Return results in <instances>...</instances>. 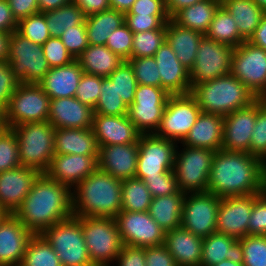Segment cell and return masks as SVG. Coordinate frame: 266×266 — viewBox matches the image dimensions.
Segmentation results:
<instances>
[{"label":"cell","instance_id":"cell-14","mask_svg":"<svg viewBox=\"0 0 266 266\" xmlns=\"http://www.w3.org/2000/svg\"><path fill=\"white\" fill-rule=\"evenodd\" d=\"M230 73L246 85L257 98L266 95V51L242 42L233 49Z\"/></svg>","mask_w":266,"mask_h":266},{"label":"cell","instance_id":"cell-57","mask_svg":"<svg viewBox=\"0 0 266 266\" xmlns=\"http://www.w3.org/2000/svg\"><path fill=\"white\" fill-rule=\"evenodd\" d=\"M20 82L13 76L7 61H0V106L5 109Z\"/></svg>","mask_w":266,"mask_h":266},{"label":"cell","instance_id":"cell-48","mask_svg":"<svg viewBox=\"0 0 266 266\" xmlns=\"http://www.w3.org/2000/svg\"><path fill=\"white\" fill-rule=\"evenodd\" d=\"M127 61L134 71L137 84L161 87V77L154 57L130 58Z\"/></svg>","mask_w":266,"mask_h":266},{"label":"cell","instance_id":"cell-12","mask_svg":"<svg viewBox=\"0 0 266 266\" xmlns=\"http://www.w3.org/2000/svg\"><path fill=\"white\" fill-rule=\"evenodd\" d=\"M233 49L204 35L198 46L195 63L189 71L190 88L229 74Z\"/></svg>","mask_w":266,"mask_h":266},{"label":"cell","instance_id":"cell-73","mask_svg":"<svg viewBox=\"0 0 266 266\" xmlns=\"http://www.w3.org/2000/svg\"><path fill=\"white\" fill-rule=\"evenodd\" d=\"M7 215V213L0 208V222L3 220V218Z\"/></svg>","mask_w":266,"mask_h":266},{"label":"cell","instance_id":"cell-1","mask_svg":"<svg viewBox=\"0 0 266 266\" xmlns=\"http://www.w3.org/2000/svg\"><path fill=\"white\" fill-rule=\"evenodd\" d=\"M14 215L33 235H40L73 215L72 190L40 174Z\"/></svg>","mask_w":266,"mask_h":266},{"label":"cell","instance_id":"cell-22","mask_svg":"<svg viewBox=\"0 0 266 266\" xmlns=\"http://www.w3.org/2000/svg\"><path fill=\"white\" fill-rule=\"evenodd\" d=\"M92 131L98 146L138 143L142 133L128 115H93Z\"/></svg>","mask_w":266,"mask_h":266},{"label":"cell","instance_id":"cell-41","mask_svg":"<svg viewBox=\"0 0 266 266\" xmlns=\"http://www.w3.org/2000/svg\"><path fill=\"white\" fill-rule=\"evenodd\" d=\"M20 266H62L57 253L47 240L33 235L26 246Z\"/></svg>","mask_w":266,"mask_h":266},{"label":"cell","instance_id":"cell-6","mask_svg":"<svg viewBox=\"0 0 266 266\" xmlns=\"http://www.w3.org/2000/svg\"><path fill=\"white\" fill-rule=\"evenodd\" d=\"M80 223L93 265L111 266L124 245L116 219L80 217Z\"/></svg>","mask_w":266,"mask_h":266},{"label":"cell","instance_id":"cell-31","mask_svg":"<svg viewBox=\"0 0 266 266\" xmlns=\"http://www.w3.org/2000/svg\"><path fill=\"white\" fill-rule=\"evenodd\" d=\"M226 259L243 263V248L239 239L217 232L203 238L200 266H215Z\"/></svg>","mask_w":266,"mask_h":266},{"label":"cell","instance_id":"cell-17","mask_svg":"<svg viewBox=\"0 0 266 266\" xmlns=\"http://www.w3.org/2000/svg\"><path fill=\"white\" fill-rule=\"evenodd\" d=\"M115 219L124 245L133 247L164 245L166 232L153 220L148 211H120Z\"/></svg>","mask_w":266,"mask_h":266},{"label":"cell","instance_id":"cell-68","mask_svg":"<svg viewBox=\"0 0 266 266\" xmlns=\"http://www.w3.org/2000/svg\"><path fill=\"white\" fill-rule=\"evenodd\" d=\"M10 33L0 31V61H7Z\"/></svg>","mask_w":266,"mask_h":266},{"label":"cell","instance_id":"cell-38","mask_svg":"<svg viewBox=\"0 0 266 266\" xmlns=\"http://www.w3.org/2000/svg\"><path fill=\"white\" fill-rule=\"evenodd\" d=\"M205 36L232 48H236L245 41L239 34L233 16L222 4L216 10Z\"/></svg>","mask_w":266,"mask_h":266},{"label":"cell","instance_id":"cell-42","mask_svg":"<svg viewBox=\"0 0 266 266\" xmlns=\"http://www.w3.org/2000/svg\"><path fill=\"white\" fill-rule=\"evenodd\" d=\"M93 111L94 114L108 116L128 115V107L123 103L115 85L108 77H102L100 97Z\"/></svg>","mask_w":266,"mask_h":266},{"label":"cell","instance_id":"cell-9","mask_svg":"<svg viewBox=\"0 0 266 266\" xmlns=\"http://www.w3.org/2000/svg\"><path fill=\"white\" fill-rule=\"evenodd\" d=\"M51 99L36 83H19L4 109L7 128L48 120Z\"/></svg>","mask_w":266,"mask_h":266},{"label":"cell","instance_id":"cell-34","mask_svg":"<svg viewBox=\"0 0 266 266\" xmlns=\"http://www.w3.org/2000/svg\"><path fill=\"white\" fill-rule=\"evenodd\" d=\"M186 193L152 197L149 214L164 231L181 227L182 206Z\"/></svg>","mask_w":266,"mask_h":266},{"label":"cell","instance_id":"cell-63","mask_svg":"<svg viewBox=\"0 0 266 266\" xmlns=\"http://www.w3.org/2000/svg\"><path fill=\"white\" fill-rule=\"evenodd\" d=\"M85 16L99 13L111 8L109 0H73Z\"/></svg>","mask_w":266,"mask_h":266},{"label":"cell","instance_id":"cell-69","mask_svg":"<svg viewBox=\"0 0 266 266\" xmlns=\"http://www.w3.org/2000/svg\"><path fill=\"white\" fill-rule=\"evenodd\" d=\"M266 197V161L263 162V168H262V192Z\"/></svg>","mask_w":266,"mask_h":266},{"label":"cell","instance_id":"cell-39","mask_svg":"<svg viewBox=\"0 0 266 266\" xmlns=\"http://www.w3.org/2000/svg\"><path fill=\"white\" fill-rule=\"evenodd\" d=\"M121 196V211H149L152 196L143 180L130 178L122 181Z\"/></svg>","mask_w":266,"mask_h":266},{"label":"cell","instance_id":"cell-33","mask_svg":"<svg viewBox=\"0 0 266 266\" xmlns=\"http://www.w3.org/2000/svg\"><path fill=\"white\" fill-rule=\"evenodd\" d=\"M84 73L108 77L124 61L105 45H88L77 58Z\"/></svg>","mask_w":266,"mask_h":266},{"label":"cell","instance_id":"cell-66","mask_svg":"<svg viewBox=\"0 0 266 266\" xmlns=\"http://www.w3.org/2000/svg\"><path fill=\"white\" fill-rule=\"evenodd\" d=\"M70 3H73V0H38L39 13L55 10Z\"/></svg>","mask_w":266,"mask_h":266},{"label":"cell","instance_id":"cell-11","mask_svg":"<svg viewBox=\"0 0 266 266\" xmlns=\"http://www.w3.org/2000/svg\"><path fill=\"white\" fill-rule=\"evenodd\" d=\"M201 112L191 93L170 95L155 135L179 144L194 126Z\"/></svg>","mask_w":266,"mask_h":266},{"label":"cell","instance_id":"cell-18","mask_svg":"<svg viewBox=\"0 0 266 266\" xmlns=\"http://www.w3.org/2000/svg\"><path fill=\"white\" fill-rule=\"evenodd\" d=\"M265 104L258 98L250 106L237 109L224 116L222 149L230 152L249 153L257 111Z\"/></svg>","mask_w":266,"mask_h":266},{"label":"cell","instance_id":"cell-67","mask_svg":"<svg viewBox=\"0 0 266 266\" xmlns=\"http://www.w3.org/2000/svg\"><path fill=\"white\" fill-rule=\"evenodd\" d=\"M136 0H109L111 9H115L122 13H127Z\"/></svg>","mask_w":266,"mask_h":266},{"label":"cell","instance_id":"cell-53","mask_svg":"<svg viewBox=\"0 0 266 266\" xmlns=\"http://www.w3.org/2000/svg\"><path fill=\"white\" fill-rule=\"evenodd\" d=\"M59 38L73 58L77 59L89 45L85 21L81 25L65 30Z\"/></svg>","mask_w":266,"mask_h":266},{"label":"cell","instance_id":"cell-5","mask_svg":"<svg viewBox=\"0 0 266 266\" xmlns=\"http://www.w3.org/2000/svg\"><path fill=\"white\" fill-rule=\"evenodd\" d=\"M18 140L20 166L44 174L54 156L55 128L48 122H35L11 128Z\"/></svg>","mask_w":266,"mask_h":266},{"label":"cell","instance_id":"cell-7","mask_svg":"<svg viewBox=\"0 0 266 266\" xmlns=\"http://www.w3.org/2000/svg\"><path fill=\"white\" fill-rule=\"evenodd\" d=\"M41 235L53 247L62 266H94L84 241L80 217L72 215Z\"/></svg>","mask_w":266,"mask_h":266},{"label":"cell","instance_id":"cell-47","mask_svg":"<svg viewBox=\"0 0 266 266\" xmlns=\"http://www.w3.org/2000/svg\"><path fill=\"white\" fill-rule=\"evenodd\" d=\"M239 240L243 248V266H266V236L246 235Z\"/></svg>","mask_w":266,"mask_h":266},{"label":"cell","instance_id":"cell-61","mask_svg":"<svg viewBox=\"0 0 266 266\" xmlns=\"http://www.w3.org/2000/svg\"><path fill=\"white\" fill-rule=\"evenodd\" d=\"M13 16L17 21L39 13L38 0H7Z\"/></svg>","mask_w":266,"mask_h":266},{"label":"cell","instance_id":"cell-4","mask_svg":"<svg viewBox=\"0 0 266 266\" xmlns=\"http://www.w3.org/2000/svg\"><path fill=\"white\" fill-rule=\"evenodd\" d=\"M191 94L202 112L221 116L250 106L258 99L231 73L194 86Z\"/></svg>","mask_w":266,"mask_h":266},{"label":"cell","instance_id":"cell-19","mask_svg":"<svg viewBox=\"0 0 266 266\" xmlns=\"http://www.w3.org/2000/svg\"><path fill=\"white\" fill-rule=\"evenodd\" d=\"M253 194L220 199L216 232L241 239L248 235Z\"/></svg>","mask_w":266,"mask_h":266},{"label":"cell","instance_id":"cell-29","mask_svg":"<svg viewBox=\"0 0 266 266\" xmlns=\"http://www.w3.org/2000/svg\"><path fill=\"white\" fill-rule=\"evenodd\" d=\"M223 123L224 116L201 112L180 145L213 151L222 149Z\"/></svg>","mask_w":266,"mask_h":266},{"label":"cell","instance_id":"cell-51","mask_svg":"<svg viewBox=\"0 0 266 266\" xmlns=\"http://www.w3.org/2000/svg\"><path fill=\"white\" fill-rule=\"evenodd\" d=\"M143 182L147 185L152 197H161L181 192L173 170L154 177H145Z\"/></svg>","mask_w":266,"mask_h":266},{"label":"cell","instance_id":"cell-60","mask_svg":"<svg viewBox=\"0 0 266 266\" xmlns=\"http://www.w3.org/2000/svg\"><path fill=\"white\" fill-rule=\"evenodd\" d=\"M146 266H178L164 245L145 247Z\"/></svg>","mask_w":266,"mask_h":266},{"label":"cell","instance_id":"cell-25","mask_svg":"<svg viewBox=\"0 0 266 266\" xmlns=\"http://www.w3.org/2000/svg\"><path fill=\"white\" fill-rule=\"evenodd\" d=\"M94 111L75 97L51 99L48 122L55 128L90 129Z\"/></svg>","mask_w":266,"mask_h":266},{"label":"cell","instance_id":"cell-70","mask_svg":"<svg viewBox=\"0 0 266 266\" xmlns=\"http://www.w3.org/2000/svg\"><path fill=\"white\" fill-rule=\"evenodd\" d=\"M215 266H243V263H235L232 260H223L219 264H216Z\"/></svg>","mask_w":266,"mask_h":266},{"label":"cell","instance_id":"cell-10","mask_svg":"<svg viewBox=\"0 0 266 266\" xmlns=\"http://www.w3.org/2000/svg\"><path fill=\"white\" fill-rule=\"evenodd\" d=\"M177 146L173 171L181 192H207L208 179L215 151L182 145ZM179 150V151H178Z\"/></svg>","mask_w":266,"mask_h":266},{"label":"cell","instance_id":"cell-8","mask_svg":"<svg viewBox=\"0 0 266 266\" xmlns=\"http://www.w3.org/2000/svg\"><path fill=\"white\" fill-rule=\"evenodd\" d=\"M7 62L13 76L20 83L38 84L50 69L42 46L27 39L17 30L9 36Z\"/></svg>","mask_w":266,"mask_h":266},{"label":"cell","instance_id":"cell-15","mask_svg":"<svg viewBox=\"0 0 266 266\" xmlns=\"http://www.w3.org/2000/svg\"><path fill=\"white\" fill-rule=\"evenodd\" d=\"M220 197L210 192L186 193L181 214V227L206 238L216 232Z\"/></svg>","mask_w":266,"mask_h":266},{"label":"cell","instance_id":"cell-52","mask_svg":"<svg viewBox=\"0 0 266 266\" xmlns=\"http://www.w3.org/2000/svg\"><path fill=\"white\" fill-rule=\"evenodd\" d=\"M133 34L124 23L108 36L105 46L113 53L119 55L123 60H128L131 58Z\"/></svg>","mask_w":266,"mask_h":266},{"label":"cell","instance_id":"cell-2","mask_svg":"<svg viewBox=\"0 0 266 266\" xmlns=\"http://www.w3.org/2000/svg\"><path fill=\"white\" fill-rule=\"evenodd\" d=\"M263 162L244 152L215 151L207 192L220 198L260 194Z\"/></svg>","mask_w":266,"mask_h":266},{"label":"cell","instance_id":"cell-45","mask_svg":"<svg viewBox=\"0 0 266 266\" xmlns=\"http://www.w3.org/2000/svg\"><path fill=\"white\" fill-rule=\"evenodd\" d=\"M17 31L35 44L43 45L51 36L43 13L24 17L18 21Z\"/></svg>","mask_w":266,"mask_h":266},{"label":"cell","instance_id":"cell-59","mask_svg":"<svg viewBox=\"0 0 266 266\" xmlns=\"http://www.w3.org/2000/svg\"><path fill=\"white\" fill-rule=\"evenodd\" d=\"M125 14H140L144 16H169L164 0H136Z\"/></svg>","mask_w":266,"mask_h":266},{"label":"cell","instance_id":"cell-13","mask_svg":"<svg viewBox=\"0 0 266 266\" xmlns=\"http://www.w3.org/2000/svg\"><path fill=\"white\" fill-rule=\"evenodd\" d=\"M170 94L161 87L137 84L128 117L142 134H155Z\"/></svg>","mask_w":266,"mask_h":266},{"label":"cell","instance_id":"cell-44","mask_svg":"<svg viewBox=\"0 0 266 266\" xmlns=\"http://www.w3.org/2000/svg\"><path fill=\"white\" fill-rule=\"evenodd\" d=\"M108 78L113 82V85H115L116 91L123 103L129 107L134 101L137 87L136 77L130 63L124 60Z\"/></svg>","mask_w":266,"mask_h":266},{"label":"cell","instance_id":"cell-49","mask_svg":"<svg viewBox=\"0 0 266 266\" xmlns=\"http://www.w3.org/2000/svg\"><path fill=\"white\" fill-rule=\"evenodd\" d=\"M102 87V77L83 73L75 98L92 109L96 106Z\"/></svg>","mask_w":266,"mask_h":266},{"label":"cell","instance_id":"cell-46","mask_svg":"<svg viewBox=\"0 0 266 266\" xmlns=\"http://www.w3.org/2000/svg\"><path fill=\"white\" fill-rule=\"evenodd\" d=\"M20 166L18 140L11 128L0 130V172Z\"/></svg>","mask_w":266,"mask_h":266},{"label":"cell","instance_id":"cell-58","mask_svg":"<svg viewBox=\"0 0 266 266\" xmlns=\"http://www.w3.org/2000/svg\"><path fill=\"white\" fill-rule=\"evenodd\" d=\"M115 261L117 266H146L145 247L123 245Z\"/></svg>","mask_w":266,"mask_h":266},{"label":"cell","instance_id":"cell-43","mask_svg":"<svg viewBox=\"0 0 266 266\" xmlns=\"http://www.w3.org/2000/svg\"><path fill=\"white\" fill-rule=\"evenodd\" d=\"M165 40V29L134 33L131 58L153 57Z\"/></svg>","mask_w":266,"mask_h":266},{"label":"cell","instance_id":"cell-65","mask_svg":"<svg viewBox=\"0 0 266 266\" xmlns=\"http://www.w3.org/2000/svg\"><path fill=\"white\" fill-rule=\"evenodd\" d=\"M203 0H166L165 6L167 14L171 18L176 12L180 11L182 8L194 5Z\"/></svg>","mask_w":266,"mask_h":266},{"label":"cell","instance_id":"cell-55","mask_svg":"<svg viewBox=\"0 0 266 266\" xmlns=\"http://www.w3.org/2000/svg\"><path fill=\"white\" fill-rule=\"evenodd\" d=\"M169 16H144L140 14H124V23L133 33L155 29H166Z\"/></svg>","mask_w":266,"mask_h":266},{"label":"cell","instance_id":"cell-40","mask_svg":"<svg viewBox=\"0 0 266 266\" xmlns=\"http://www.w3.org/2000/svg\"><path fill=\"white\" fill-rule=\"evenodd\" d=\"M51 37H60L65 30L72 26L81 25L85 21L83 11L74 3L43 13Z\"/></svg>","mask_w":266,"mask_h":266},{"label":"cell","instance_id":"cell-16","mask_svg":"<svg viewBox=\"0 0 266 266\" xmlns=\"http://www.w3.org/2000/svg\"><path fill=\"white\" fill-rule=\"evenodd\" d=\"M177 144L155 134H142L138 142L135 178L143 180L173 170Z\"/></svg>","mask_w":266,"mask_h":266},{"label":"cell","instance_id":"cell-50","mask_svg":"<svg viewBox=\"0 0 266 266\" xmlns=\"http://www.w3.org/2000/svg\"><path fill=\"white\" fill-rule=\"evenodd\" d=\"M249 154L266 161V103L257 111Z\"/></svg>","mask_w":266,"mask_h":266},{"label":"cell","instance_id":"cell-71","mask_svg":"<svg viewBox=\"0 0 266 266\" xmlns=\"http://www.w3.org/2000/svg\"><path fill=\"white\" fill-rule=\"evenodd\" d=\"M6 128L4 120V109L0 106V130Z\"/></svg>","mask_w":266,"mask_h":266},{"label":"cell","instance_id":"cell-30","mask_svg":"<svg viewBox=\"0 0 266 266\" xmlns=\"http://www.w3.org/2000/svg\"><path fill=\"white\" fill-rule=\"evenodd\" d=\"M165 31L167 43L180 63L190 71L195 63L198 46L204 34L179 26L171 18L166 23Z\"/></svg>","mask_w":266,"mask_h":266},{"label":"cell","instance_id":"cell-62","mask_svg":"<svg viewBox=\"0 0 266 266\" xmlns=\"http://www.w3.org/2000/svg\"><path fill=\"white\" fill-rule=\"evenodd\" d=\"M18 21L12 14L7 0H0V31L12 33L17 30Z\"/></svg>","mask_w":266,"mask_h":266},{"label":"cell","instance_id":"cell-74","mask_svg":"<svg viewBox=\"0 0 266 266\" xmlns=\"http://www.w3.org/2000/svg\"><path fill=\"white\" fill-rule=\"evenodd\" d=\"M263 100L265 101V103H266V95L263 97Z\"/></svg>","mask_w":266,"mask_h":266},{"label":"cell","instance_id":"cell-23","mask_svg":"<svg viewBox=\"0 0 266 266\" xmlns=\"http://www.w3.org/2000/svg\"><path fill=\"white\" fill-rule=\"evenodd\" d=\"M33 234L14 215L0 222V266H19Z\"/></svg>","mask_w":266,"mask_h":266},{"label":"cell","instance_id":"cell-56","mask_svg":"<svg viewBox=\"0 0 266 266\" xmlns=\"http://www.w3.org/2000/svg\"><path fill=\"white\" fill-rule=\"evenodd\" d=\"M248 235L266 236V197L253 194V207L248 224Z\"/></svg>","mask_w":266,"mask_h":266},{"label":"cell","instance_id":"cell-3","mask_svg":"<svg viewBox=\"0 0 266 266\" xmlns=\"http://www.w3.org/2000/svg\"><path fill=\"white\" fill-rule=\"evenodd\" d=\"M121 189V180L98 168L73 188V216L115 219L121 211Z\"/></svg>","mask_w":266,"mask_h":266},{"label":"cell","instance_id":"cell-35","mask_svg":"<svg viewBox=\"0 0 266 266\" xmlns=\"http://www.w3.org/2000/svg\"><path fill=\"white\" fill-rule=\"evenodd\" d=\"M221 4L233 16L240 36L248 41L265 16L254 0H221Z\"/></svg>","mask_w":266,"mask_h":266},{"label":"cell","instance_id":"cell-26","mask_svg":"<svg viewBox=\"0 0 266 266\" xmlns=\"http://www.w3.org/2000/svg\"><path fill=\"white\" fill-rule=\"evenodd\" d=\"M153 57L160 73L161 88L170 95L191 93L189 70L180 63L166 40Z\"/></svg>","mask_w":266,"mask_h":266},{"label":"cell","instance_id":"cell-36","mask_svg":"<svg viewBox=\"0 0 266 266\" xmlns=\"http://www.w3.org/2000/svg\"><path fill=\"white\" fill-rule=\"evenodd\" d=\"M221 0H203L182 8L171 19L179 26L190 28L205 35Z\"/></svg>","mask_w":266,"mask_h":266},{"label":"cell","instance_id":"cell-54","mask_svg":"<svg viewBox=\"0 0 266 266\" xmlns=\"http://www.w3.org/2000/svg\"><path fill=\"white\" fill-rule=\"evenodd\" d=\"M42 49L50 68L64 66L75 60L58 37H50Z\"/></svg>","mask_w":266,"mask_h":266},{"label":"cell","instance_id":"cell-32","mask_svg":"<svg viewBox=\"0 0 266 266\" xmlns=\"http://www.w3.org/2000/svg\"><path fill=\"white\" fill-rule=\"evenodd\" d=\"M95 135L90 129H55V154L98 155Z\"/></svg>","mask_w":266,"mask_h":266},{"label":"cell","instance_id":"cell-20","mask_svg":"<svg viewBox=\"0 0 266 266\" xmlns=\"http://www.w3.org/2000/svg\"><path fill=\"white\" fill-rule=\"evenodd\" d=\"M97 169L98 155L54 154L44 174L73 190Z\"/></svg>","mask_w":266,"mask_h":266},{"label":"cell","instance_id":"cell-27","mask_svg":"<svg viewBox=\"0 0 266 266\" xmlns=\"http://www.w3.org/2000/svg\"><path fill=\"white\" fill-rule=\"evenodd\" d=\"M83 73L75 59L67 65L50 68L38 85L50 99L75 97Z\"/></svg>","mask_w":266,"mask_h":266},{"label":"cell","instance_id":"cell-24","mask_svg":"<svg viewBox=\"0 0 266 266\" xmlns=\"http://www.w3.org/2000/svg\"><path fill=\"white\" fill-rule=\"evenodd\" d=\"M98 168L124 181L135 178L138 143L98 146Z\"/></svg>","mask_w":266,"mask_h":266},{"label":"cell","instance_id":"cell-28","mask_svg":"<svg viewBox=\"0 0 266 266\" xmlns=\"http://www.w3.org/2000/svg\"><path fill=\"white\" fill-rule=\"evenodd\" d=\"M203 238L182 227L166 231L164 246L178 266H200Z\"/></svg>","mask_w":266,"mask_h":266},{"label":"cell","instance_id":"cell-72","mask_svg":"<svg viewBox=\"0 0 266 266\" xmlns=\"http://www.w3.org/2000/svg\"><path fill=\"white\" fill-rule=\"evenodd\" d=\"M264 11L266 15V0H254Z\"/></svg>","mask_w":266,"mask_h":266},{"label":"cell","instance_id":"cell-21","mask_svg":"<svg viewBox=\"0 0 266 266\" xmlns=\"http://www.w3.org/2000/svg\"><path fill=\"white\" fill-rule=\"evenodd\" d=\"M39 175L38 171L24 166L0 172V208L14 214Z\"/></svg>","mask_w":266,"mask_h":266},{"label":"cell","instance_id":"cell-64","mask_svg":"<svg viewBox=\"0 0 266 266\" xmlns=\"http://www.w3.org/2000/svg\"><path fill=\"white\" fill-rule=\"evenodd\" d=\"M248 41L266 51V15L261 19L259 25L254 31V34Z\"/></svg>","mask_w":266,"mask_h":266},{"label":"cell","instance_id":"cell-37","mask_svg":"<svg viewBox=\"0 0 266 266\" xmlns=\"http://www.w3.org/2000/svg\"><path fill=\"white\" fill-rule=\"evenodd\" d=\"M124 24V13L108 9L85 16L89 45H106L108 36Z\"/></svg>","mask_w":266,"mask_h":266}]
</instances>
